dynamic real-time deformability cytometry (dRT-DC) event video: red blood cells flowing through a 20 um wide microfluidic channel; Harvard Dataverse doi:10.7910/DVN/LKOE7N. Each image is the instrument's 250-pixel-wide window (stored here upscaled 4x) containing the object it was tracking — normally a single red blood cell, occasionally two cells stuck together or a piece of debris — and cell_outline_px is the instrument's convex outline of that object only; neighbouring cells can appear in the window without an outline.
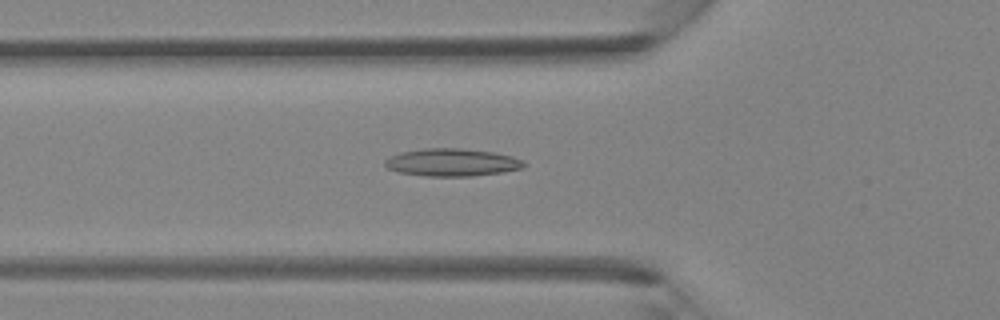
{"species": "Egyptian fruit bat (a non-hibernating species)", "species_latin": "Rousettus aegyptiacus", "temperature_condition": "room temperature", "stored_images_in_passage": 44, "camera_frame_rate_fps": 3000, "um_per_image_px": 0.085, "animal": {"sex": "female"}, "frame": {"image": 1, "passage_image": 16, "time_ms": 5.0, "image_size_px": [1000, 320], "cell_outline_px": [[524, 168], [504, 172], [472, 176], [424, 176], [400, 172], [388, 168], [384, 164], [384, 160], [388, 156], [400, 152], [424, 148], [460, 148], [492, 152], [512, 156], [524, 160]], "centroid_in_image_um": [38.41, 13.8], "position_along_channel_um": 87.4, "area_um2": 22.48}}
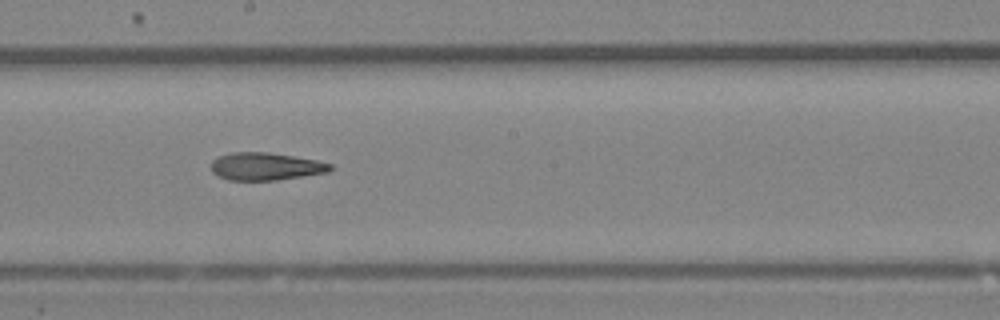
{"frame": {"image": 2, "passage_image": 25, "time_ms": 8.0, "image_size_px": [1000, 320], "cell_outline_px": [[332, 168], [328, 172], [304, 176], [276, 180], [228, 180], [212, 172], [212, 160], [216, 156], [232, 152], [268, 152], [316, 160], [332, 164]], "centroid_in_image_um": [22.56, 14.14], "position_along_channel_um": 225.6, "area_um2": 19.13}}
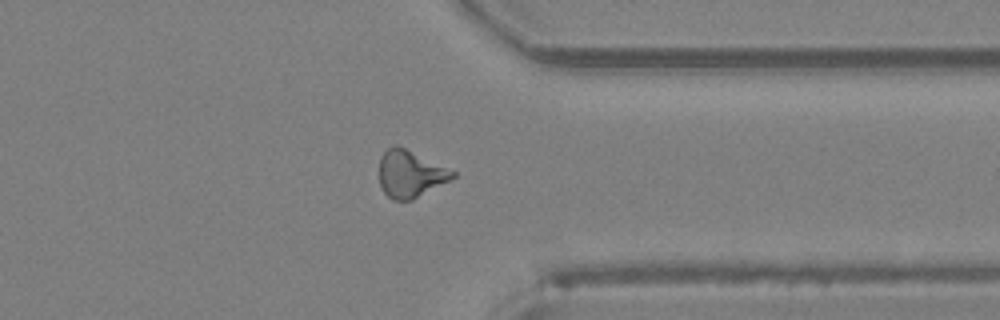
{"frame": {"image": 3, "passage_image": 35, "time_ms": 11.333, "image_size_px": [1000, 320], "cell_outline_px": [[456, 176], [412, 200], [392, 200], [384, 192], [380, 184], [380, 156], [388, 148], [396, 144], [456, 172]], "centroid_in_image_um": [34.84, 14.78], "position_along_channel_um": 376.6, "area_um2": 19.71}}